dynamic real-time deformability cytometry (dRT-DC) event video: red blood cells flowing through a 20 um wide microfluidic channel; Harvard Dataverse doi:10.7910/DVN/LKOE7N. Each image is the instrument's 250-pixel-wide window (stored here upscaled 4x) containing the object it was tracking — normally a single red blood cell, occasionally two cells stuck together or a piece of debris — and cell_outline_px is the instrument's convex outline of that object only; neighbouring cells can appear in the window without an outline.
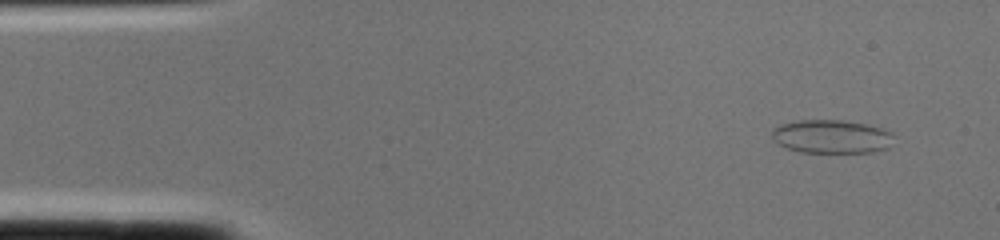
{"species": "common noctule bat (a hibernating species)", "species_latin": "Nyctalus noctula", "temperature_condition": "cold", "stored_images_in_passage": 1, "camera_frame_rate_fps": 3000, "um_per_image_px": 0.085, "animal": {"sex": "female", "body_mass_g": 22.0, "forearm_length_mm": 56.7}, "frame": {"image": 1, "passage_image": 1, "time_ms": 0.0, "image_size_px": [1000, 240], "cell_outline_px": [[892, 136], [888, 148], [872, 152], [800, 152], [776, 144], [772, 140], [772, 128], [780, 124], [800, 120], [840, 120], [864, 124], [880, 128], [892, 132]], "centroid_in_image_um": [70.61, 11.61], "position_along_channel_um": 14.4, "area_um2": 23.7}}